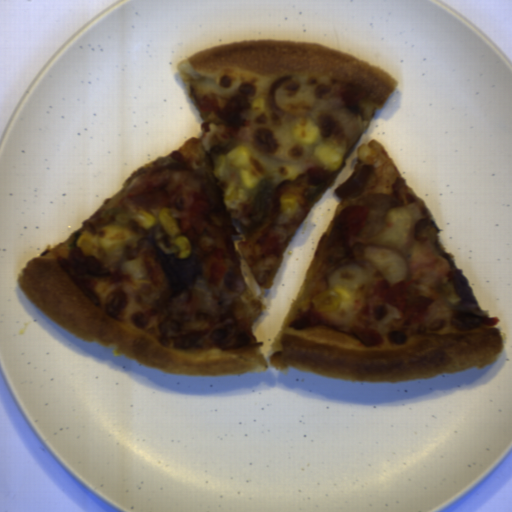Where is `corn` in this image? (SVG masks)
I'll list each match as a JSON object with an SVG mask.
<instances>
[{"label":"corn","instance_id":"obj_1","mask_svg":"<svg viewBox=\"0 0 512 512\" xmlns=\"http://www.w3.org/2000/svg\"><path fill=\"white\" fill-rule=\"evenodd\" d=\"M130 229L117 225L101 228L97 236H92L85 231L77 241V245L85 254H96L99 249L106 252L117 251L127 242L132 240Z\"/></svg>","mask_w":512,"mask_h":512},{"label":"corn","instance_id":"obj_2","mask_svg":"<svg viewBox=\"0 0 512 512\" xmlns=\"http://www.w3.org/2000/svg\"><path fill=\"white\" fill-rule=\"evenodd\" d=\"M158 216L159 218H156L148 211L140 209L139 213L135 214L134 218L137 220L139 225L146 230L154 223H159L165 231L174 238L179 233L175 219L165 210H161Z\"/></svg>","mask_w":512,"mask_h":512},{"label":"corn","instance_id":"obj_3","mask_svg":"<svg viewBox=\"0 0 512 512\" xmlns=\"http://www.w3.org/2000/svg\"><path fill=\"white\" fill-rule=\"evenodd\" d=\"M318 135V127L310 119L306 122L296 121L292 129L294 140L307 146L313 144Z\"/></svg>","mask_w":512,"mask_h":512},{"label":"corn","instance_id":"obj_4","mask_svg":"<svg viewBox=\"0 0 512 512\" xmlns=\"http://www.w3.org/2000/svg\"><path fill=\"white\" fill-rule=\"evenodd\" d=\"M223 198L224 204L232 209L238 207L242 201L247 200L249 194L243 188H239L232 182L224 189Z\"/></svg>","mask_w":512,"mask_h":512},{"label":"corn","instance_id":"obj_5","mask_svg":"<svg viewBox=\"0 0 512 512\" xmlns=\"http://www.w3.org/2000/svg\"><path fill=\"white\" fill-rule=\"evenodd\" d=\"M318 161L330 170H335L341 165V153L327 147H320L317 153Z\"/></svg>","mask_w":512,"mask_h":512},{"label":"corn","instance_id":"obj_6","mask_svg":"<svg viewBox=\"0 0 512 512\" xmlns=\"http://www.w3.org/2000/svg\"><path fill=\"white\" fill-rule=\"evenodd\" d=\"M226 158L235 167L247 165L251 160L250 152L245 145H240L230 150Z\"/></svg>","mask_w":512,"mask_h":512},{"label":"corn","instance_id":"obj_7","mask_svg":"<svg viewBox=\"0 0 512 512\" xmlns=\"http://www.w3.org/2000/svg\"><path fill=\"white\" fill-rule=\"evenodd\" d=\"M280 207L281 211L287 218H292L293 216H295L299 207V204L297 202V196L287 193L284 194L280 198Z\"/></svg>","mask_w":512,"mask_h":512},{"label":"corn","instance_id":"obj_8","mask_svg":"<svg viewBox=\"0 0 512 512\" xmlns=\"http://www.w3.org/2000/svg\"><path fill=\"white\" fill-rule=\"evenodd\" d=\"M175 244L179 247L178 258H186L191 253V243L185 236H178L175 240Z\"/></svg>","mask_w":512,"mask_h":512},{"label":"corn","instance_id":"obj_9","mask_svg":"<svg viewBox=\"0 0 512 512\" xmlns=\"http://www.w3.org/2000/svg\"><path fill=\"white\" fill-rule=\"evenodd\" d=\"M240 180L246 188H255L257 187L259 180L258 178H251L249 175V170H241L239 173Z\"/></svg>","mask_w":512,"mask_h":512},{"label":"corn","instance_id":"obj_10","mask_svg":"<svg viewBox=\"0 0 512 512\" xmlns=\"http://www.w3.org/2000/svg\"><path fill=\"white\" fill-rule=\"evenodd\" d=\"M279 175L285 180L297 179L295 169L290 166L281 167Z\"/></svg>","mask_w":512,"mask_h":512},{"label":"corn","instance_id":"obj_11","mask_svg":"<svg viewBox=\"0 0 512 512\" xmlns=\"http://www.w3.org/2000/svg\"><path fill=\"white\" fill-rule=\"evenodd\" d=\"M252 107L249 110L251 113H263L266 111L264 98H258L252 102Z\"/></svg>","mask_w":512,"mask_h":512},{"label":"corn","instance_id":"obj_12","mask_svg":"<svg viewBox=\"0 0 512 512\" xmlns=\"http://www.w3.org/2000/svg\"><path fill=\"white\" fill-rule=\"evenodd\" d=\"M334 291L338 294L339 298H341L345 302H352L351 292L347 290L345 287L337 286L336 288H334Z\"/></svg>","mask_w":512,"mask_h":512}]
</instances>
